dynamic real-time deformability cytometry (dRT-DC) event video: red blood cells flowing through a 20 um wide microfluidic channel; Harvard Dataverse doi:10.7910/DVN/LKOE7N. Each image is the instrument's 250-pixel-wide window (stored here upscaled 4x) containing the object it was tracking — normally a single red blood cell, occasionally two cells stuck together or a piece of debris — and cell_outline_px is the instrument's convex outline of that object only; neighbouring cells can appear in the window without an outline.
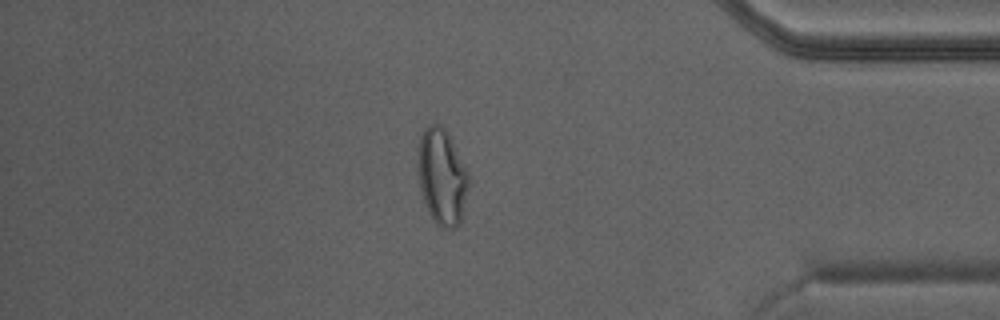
{"species": "Egyptian fruit bat (a non-hibernating species)", "species_latin": "Rousettus aegyptiacus", "temperature_condition": "warm", "stored_images_in_passage": 42, "camera_frame_rate_fps": 3000, "um_per_image_px": 0.085, "animal": {"sex": "male"}, "frame": {"image": 1, "passage_image": 36, "time_ms": 11.667, "image_size_px": [1000, 320], "cell_outline_px": [[472, 180], [460, 224], [456, 228], [440, 228], [432, 220], [424, 204], [420, 188], [416, 164], [420, 136], [424, 128], [428, 124], [440, 124], [448, 132]], "centroid_in_image_um": [37.58, 15.05], "position_along_channel_um": 397.6, "area_um2": 29.36}}
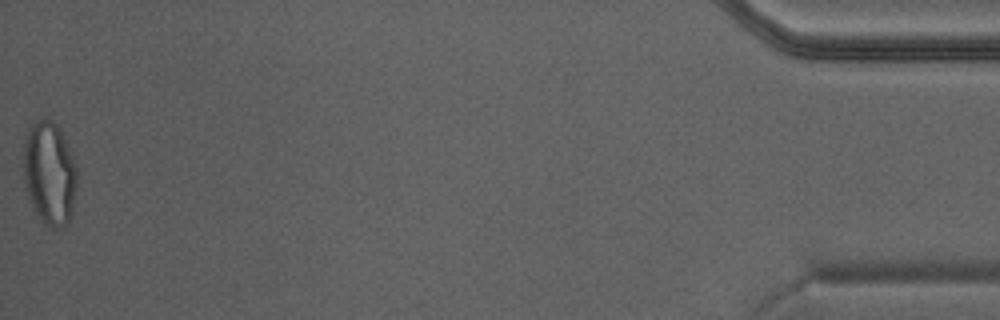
{"frame": {"image": 2, "passage_image": 42, "time_ms": 13.667, "image_size_px": [1000, 320], "cell_outline_px": [[76, 184], [72, 216], [64, 228], [52, 228], [36, 212], [28, 196], [24, 180], [24, 140], [28, 128], [44, 116], [56, 124], [60, 128], [72, 156], [76, 168]], "centroid_in_image_um": [4.21, 14.7], "position_along_channel_um": 431.0, "area_um2": 32.02}}